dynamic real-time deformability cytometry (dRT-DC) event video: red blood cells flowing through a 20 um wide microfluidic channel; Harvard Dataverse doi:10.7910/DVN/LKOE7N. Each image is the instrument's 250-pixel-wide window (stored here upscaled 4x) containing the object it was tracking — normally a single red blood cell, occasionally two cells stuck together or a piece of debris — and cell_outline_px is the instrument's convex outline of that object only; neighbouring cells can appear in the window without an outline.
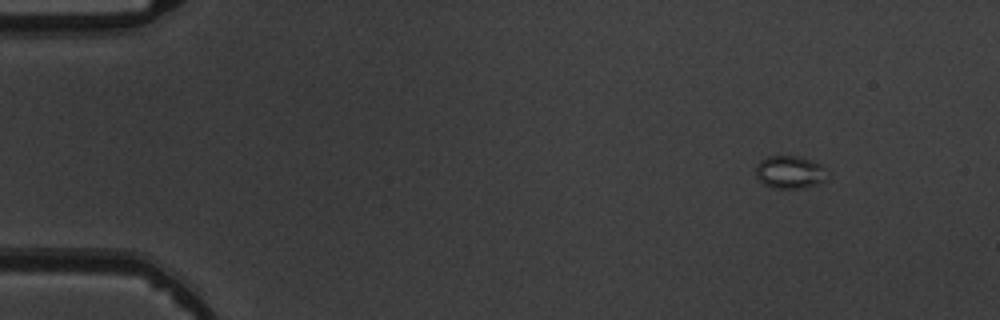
{"species": "common noctule bat (a hibernating species)", "species_latin": "Nyctalus noctula", "temperature_condition": "warm", "stored_images_in_passage": 3, "segment_of_instrument_passage": [1, 2], "camera_frame_rate_fps": 3000, "um_per_image_px": 0.085, "animal": {"sex": "male", "body_mass_g": 19.5, "forearm_length_mm": 54.6}, "frame": {"image": 1, "passage_image": 1, "time_ms": 0.0, "image_size_px": [1000, 320], "cell_outline_px": [[824, 180], [820, 184], [804, 188], [772, 188], [764, 184], [756, 176], [756, 164], [760, 160], [768, 156], [796, 156], [820, 164]], "centroid_in_image_um": [67.05, 14.64], "position_along_channel_um": 18.0, "area_um2": 13.29}}